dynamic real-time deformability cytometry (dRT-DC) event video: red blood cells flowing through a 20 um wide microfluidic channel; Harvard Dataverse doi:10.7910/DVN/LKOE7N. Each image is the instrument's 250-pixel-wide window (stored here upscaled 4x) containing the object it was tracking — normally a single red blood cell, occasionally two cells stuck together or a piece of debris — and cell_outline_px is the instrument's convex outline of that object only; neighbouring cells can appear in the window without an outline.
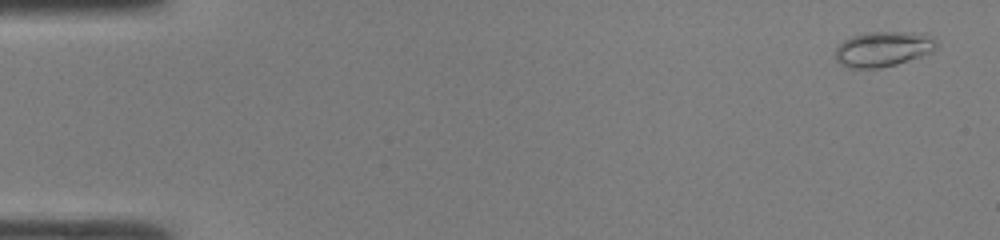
{"species": "common noctule bat (a hibernating species)", "species_latin": "Nyctalus noctula", "temperature_condition": "room temperature", "stored_images_in_passage": 48, "camera_frame_rate_fps": 3000, "um_per_image_px": 0.085, "animal": {"sex": "male", "body_mass_g": 19.0, "forearm_length_mm": 50.8}, "frame": {"image": 1, "passage_image": 2, "time_ms": 0.333, "image_size_px": [1000, 240], "cell_outline_px": [[940, 44], [932, 52], [896, 64], [880, 68], [852, 68], [840, 64], [836, 60], [836, 48], [844, 40], [852, 36], [868, 32], [924, 32], [932, 36]], "centroid_in_image_um": [75.11, 4.15], "position_along_channel_um": 9.9, "area_um2": 20.87}}
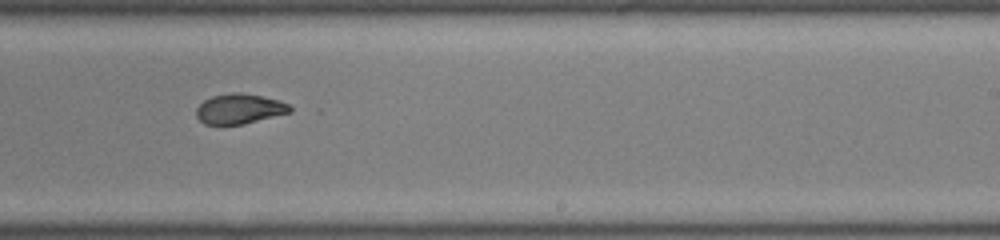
{"frame": {"image": 2, "passage_image": 30, "time_ms": 9.667, "image_size_px": [1000, 240], "cell_outline_px": [[292, 112], [244, 124], [204, 124], [196, 116], [196, 108], [204, 100], [212, 96], [232, 92], [236, 92], [260, 96], [276, 100], [288, 104], [292, 108]], "centroid_in_image_um": [20.34, 9.26], "position_along_channel_um": 268.7, "area_um2": 16.24}}
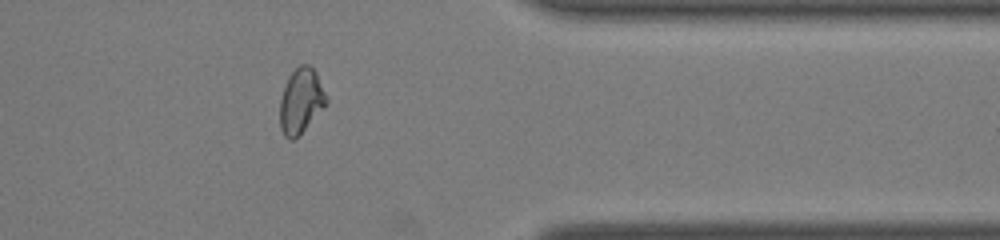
{"frame": {"image": 3, "passage_image": 39, "time_ms": 12.667, "image_size_px": [1000, 240], "cell_outline_px": [[328, 104], [292, 140], [288, 140], [284, 136], [280, 128], [280, 100], [284, 84], [288, 76], [300, 64], [308, 64], [316, 72], [328, 100]], "centroid_in_image_um": [25.57, 8.55], "position_along_channel_um": 385.8, "area_um2": 17.46}, "authors_computed_cell_mechanics": {"area_um2": 17.5712, "velocity_mm_per_s": 4.31, "shape_relaxation_time_tau1_ms": 6.2083, "shape_relaxation_time_tau2_ms": 1.5559, "deformation_change_tau1": 0.1676, "deformation_change_tau2": 0.0636}}